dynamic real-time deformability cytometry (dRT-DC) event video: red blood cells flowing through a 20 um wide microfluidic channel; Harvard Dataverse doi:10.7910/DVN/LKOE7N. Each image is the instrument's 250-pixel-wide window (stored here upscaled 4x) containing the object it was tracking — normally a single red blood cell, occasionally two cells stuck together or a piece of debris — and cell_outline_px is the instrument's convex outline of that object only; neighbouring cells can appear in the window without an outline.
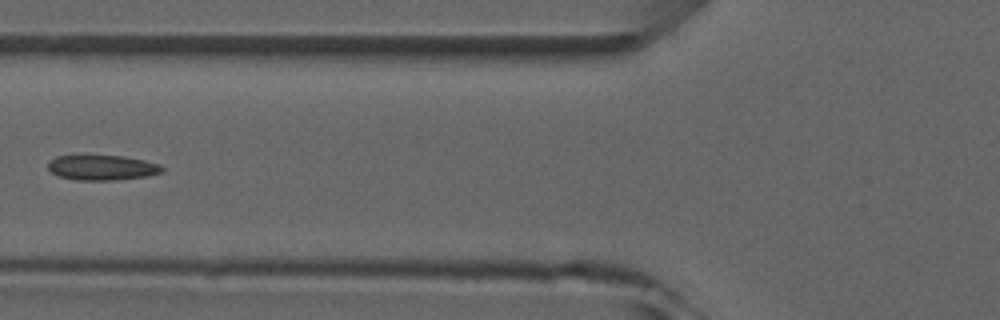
{"species": "common noctule bat (a hibernating species)", "species_latin": "Nyctalus noctula", "temperature_condition": "room temperature", "stored_images_in_passage": 5, "camera_frame_rate_fps": 3000, "um_per_image_px": 0.085, "animal": {"sex": "male", "forearm_length_mm": 52.5}, "frame": {"image": 1, "passage_image": 5, "time_ms": 5.333, "image_size_px": [1000, 320], "cell_outline_px": [[164, 168], [160, 172], [148, 176], [116, 180], [76, 180], [60, 176], [52, 172], [48, 168], [48, 164], [56, 156], [124, 156], [144, 160], [160, 164]], "centroid_in_image_um": [8.71, 14.25], "position_along_channel_um": 117.1, "area_um2": 16.47}}